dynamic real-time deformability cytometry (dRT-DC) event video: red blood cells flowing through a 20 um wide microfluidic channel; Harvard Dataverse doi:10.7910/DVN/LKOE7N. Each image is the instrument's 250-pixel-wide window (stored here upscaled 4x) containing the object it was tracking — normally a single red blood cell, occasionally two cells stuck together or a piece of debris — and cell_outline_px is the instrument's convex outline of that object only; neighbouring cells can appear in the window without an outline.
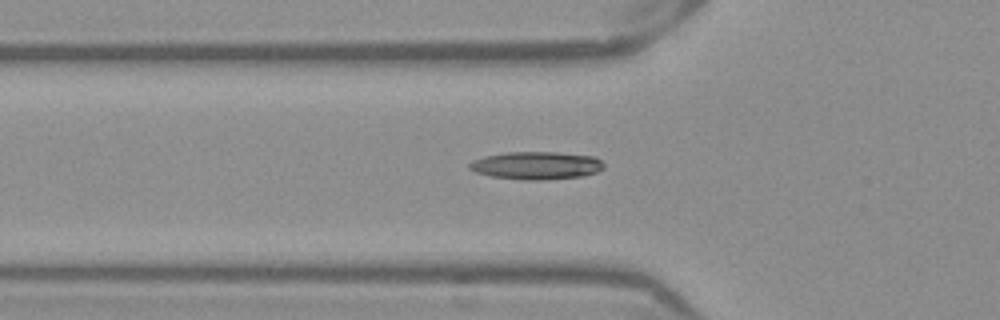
{"species": "Egyptian fruit bat (a non-hibernating species)", "species_latin": "Rousettus aegyptiacus", "temperature_condition": "warm", "stored_images_in_passage": 36, "camera_frame_rate_fps": 3000, "um_per_image_px": 0.085, "frame": {"image": 1, "passage_image": 7, "time_ms": 2.0, "image_size_px": [1000, 320], "cell_outline_px": [[604, 168], [596, 172], [584, 176], [548, 180], [524, 180], [492, 176], [476, 172], [468, 168], [468, 164], [472, 160], [484, 156], [504, 152], [556, 152], [596, 156], [604, 164]], "centroid_in_image_um": [45.6, 14.06], "position_along_channel_um": 80.2, "area_um2": 22.02}}
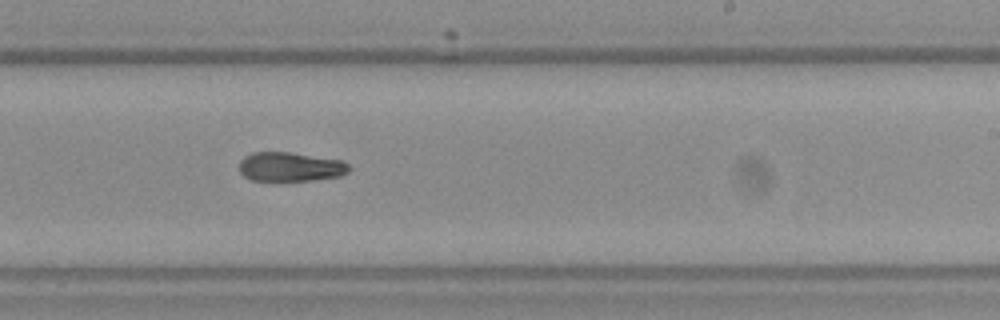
{"frame": {"image": 2, "passage_image": 21, "time_ms": 6.667, "image_size_px": [1000, 320], "cell_outline_px": [[352, 168], [348, 172], [340, 176], [312, 180], [248, 180], [240, 172], [240, 160], [244, 156], [252, 152], [288, 152], [340, 160], [348, 164]], "centroid_in_image_um": [24.66, 14.18], "position_along_channel_um": 264.3, "area_um2": 18.61}}
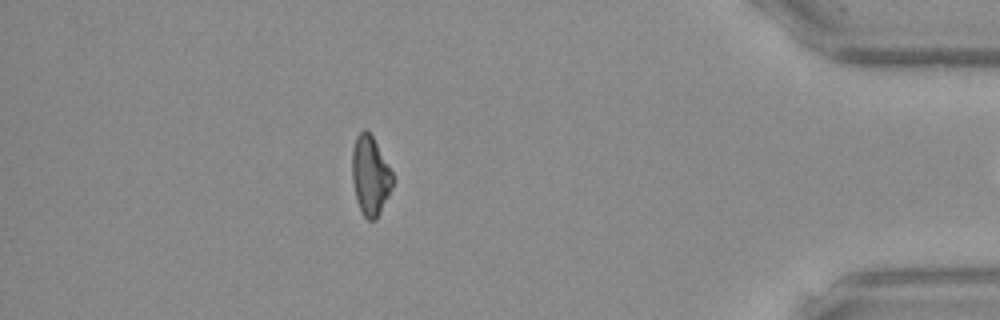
{"frame": {"image": 3, "passage_image": 35, "time_ms": 11.333, "image_size_px": [1000, 320], "cell_outline_px": [[392, 188], [376, 220], [368, 220], [364, 216], [356, 200], [352, 180], [352, 148], [356, 136], [364, 128], [372, 136], [392, 172]], "centroid_in_image_um": [31.45, 14.93], "position_along_channel_um": 403.8, "area_um2": 18.5}}